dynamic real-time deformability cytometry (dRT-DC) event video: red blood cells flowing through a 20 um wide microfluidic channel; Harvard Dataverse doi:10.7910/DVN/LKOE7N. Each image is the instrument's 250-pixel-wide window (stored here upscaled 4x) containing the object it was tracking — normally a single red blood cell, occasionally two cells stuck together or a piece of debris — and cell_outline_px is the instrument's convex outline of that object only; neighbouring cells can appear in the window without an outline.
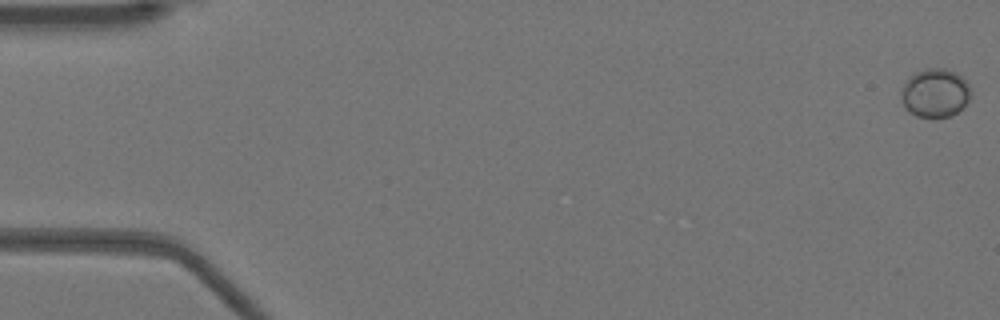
{"species": "Egyptian fruit bat (a non-hibernating species)", "species_latin": "Rousettus aegyptiacus", "temperature_condition": "warm", "stored_images_in_passage": 52, "camera_frame_rate_fps": 3000, "um_per_image_px": 0.085, "animal": {"sex": "female"}, "frame": {"image": 1, "passage_image": 1, "time_ms": 0.0, "image_size_px": [1000, 320], "cell_outline_px": [[972, 96], [952, 116], [916, 116], [908, 112], [904, 108], [900, 100], [900, 92], [908, 76], [916, 72], [928, 68], [944, 68], [956, 72], [968, 84]], "centroid_in_image_um": [79.44, 7.89], "position_along_channel_um": 5.6, "area_um2": 19.77}}
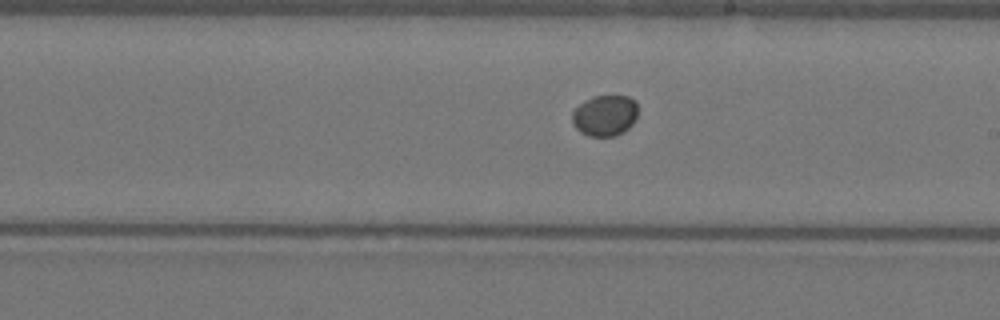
{"frame": {"image": 2, "passage_image": 30, "time_ms": 9.667, "image_size_px": [1000, 320], "cell_outline_px": [[636, 116], [632, 124], [624, 132], [616, 136], [588, 136], [580, 132], [572, 124], [572, 112], [580, 104], [592, 96], [628, 96], [636, 100]], "centroid_in_image_um": [51.4, 9.82], "position_along_channel_um": 237.6, "area_um2": 15.72}}
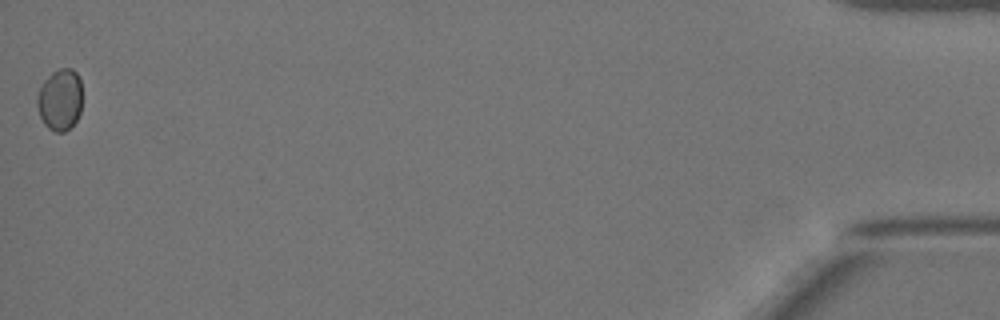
{"frame": {"image": 3, "passage_image": 52, "time_ms": 17.0, "image_size_px": [1000, 320], "cell_outline_px": [[80, 112], [76, 120], [64, 132], [56, 132], [48, 128], [44, 124], [40, 116], [36, 104], [36, 100], [40, 88], [44, 80], [52, 72], [60, 68], [72, 68], [76, 72], [80, 80]], "centroid_in_image_um": [5.07, 8.46], "position_along_channel_um": 430.1, "area_um2": 16.01}}